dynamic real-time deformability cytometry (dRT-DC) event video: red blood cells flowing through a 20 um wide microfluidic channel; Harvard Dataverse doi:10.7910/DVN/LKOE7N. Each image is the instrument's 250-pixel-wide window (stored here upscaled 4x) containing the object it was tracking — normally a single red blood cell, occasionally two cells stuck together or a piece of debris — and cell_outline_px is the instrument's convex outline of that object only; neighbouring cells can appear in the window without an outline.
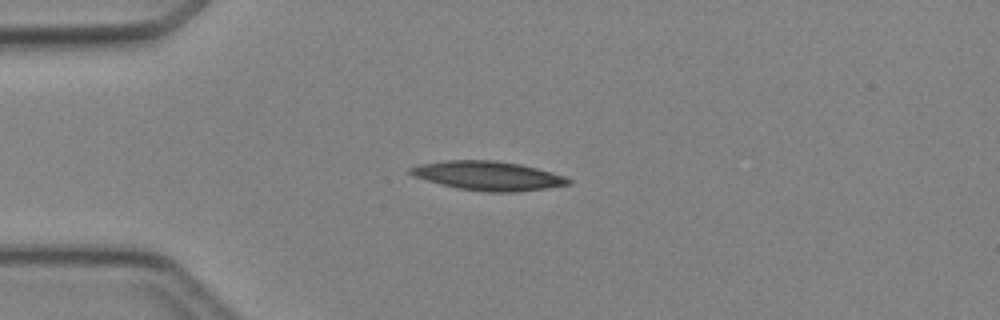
{"species": "Egyptian fruit bat (a non-hibernating species)", "species_latin": "Rousettus aegyptiacus", "temperature_condition": "cold", "stored_images_in_passage": 3, "camera_frame_rate_fps": 3000, "um_per_image_px": 0.085, "animal": {"sex": "female"}, "frame": {"image": 1, "passage_image": 2, "time_ms": 2.333, "image_size_px": [1000, 320], "cell_outline_px": [[572, 184], [548, 188], [516, 192], [488, 192], [456, 188], [440, 184], [416, 176], [408, 172], [408, 168], [420, 164], [444, 160], [496, 160], [520, 164], [552, 172], [564, 176], [572, 180]], "centroid_in_image_um": [41.51, 14.94], "position_along_channel_um": 43.5, "area_um2": 26.82}}